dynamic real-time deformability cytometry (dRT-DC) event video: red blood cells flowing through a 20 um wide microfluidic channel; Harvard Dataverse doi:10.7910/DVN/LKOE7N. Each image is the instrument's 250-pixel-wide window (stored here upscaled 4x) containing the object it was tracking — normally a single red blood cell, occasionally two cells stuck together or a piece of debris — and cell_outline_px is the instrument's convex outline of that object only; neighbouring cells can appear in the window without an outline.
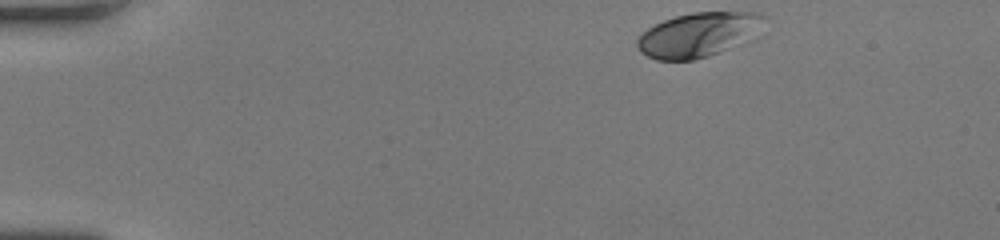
{"species": "human", "species_latin": "Homo sapiens", "temperature_condition": "room temperature", "stored_images_in_passage": 43, "camera_frame_rate_fps": 3000, "um_per_image_px": 0.085, "donor": {"sex": "female"}, "frame": {"image": 1, "passage_image": 1, "time_ms": 0.0, "image_size_px": [1000, 240], "cell_outline_px": [[768, 16], [724, 48], [708, 56], [692, 60], [656, 60], [640, 52], [636, 44], [636, 40], [648, 28], [664, 20], [676, 16], [692, 12], [752, 12]], "centroid_in_image_um": [59.1, 2.94], "position_along_channel_um": 25.9, "area_um2": 30.63}}
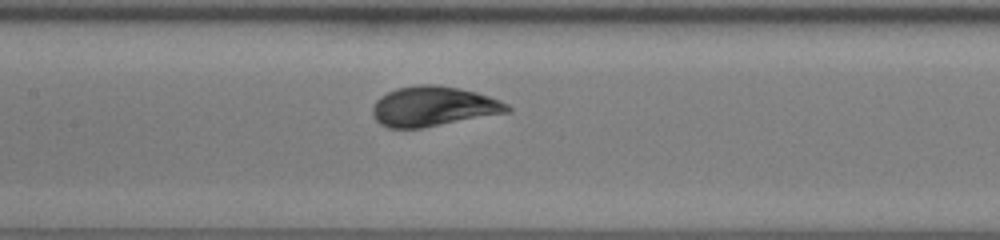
{"frame": {"image": 2, "passage_image": 18, "time_ms": 5.667, "image_size_px": [1000, 240], "cell_outline_px": [[512, 112], [420, 128], [388, 128], [380, 124], [376, 120], [372, 112], [372, 108], [376, 100], [380, 96], [396, 88], [416, 84], [436, 84], [460, 88], [476, 92], [500, 100], [508, 104], [512, 108]], "centroid_in_image_um": [36.85, 9.03], "position_along_channel_um": 170.6, "area_um2": 31.56}}
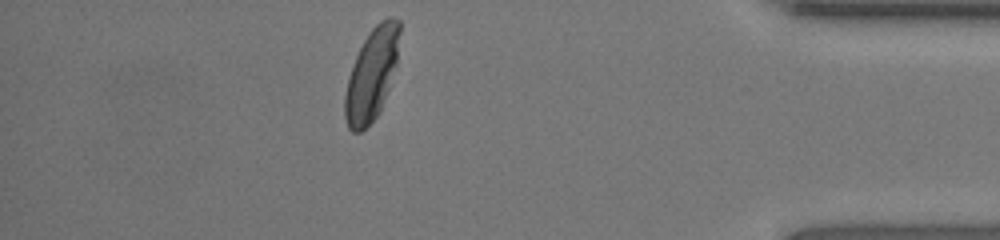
{"frame": {"image": 3, "passage_image": 37, "time_ms": 12.0, "image_size_px": [1000, 240], "cell_outline_px": [[400, 32], [396, 64], [380, 112], [360, 132], [352, 132], [348, 128], [344, 116], [344, 96], [348, 76], [352, 64], [368, 32], [380, 20], [388, 16], [392, 16], [400, 20]], "centroid_in_image_um": [31.58, 6.29], "position_along_channel_um": 403.6, "area_um2": 29.25}, "authors_computed_cell_mechanics": {"area_um2": 30.634, "velocity_mm_per_s": 4.2337, "shape_relaxation_time_tau1_ms": 1.9151, "shape_relaxation_time_tau2_ms": null, "deformation_change_tau1": 0.138, "deformation_change_tau2": null}}